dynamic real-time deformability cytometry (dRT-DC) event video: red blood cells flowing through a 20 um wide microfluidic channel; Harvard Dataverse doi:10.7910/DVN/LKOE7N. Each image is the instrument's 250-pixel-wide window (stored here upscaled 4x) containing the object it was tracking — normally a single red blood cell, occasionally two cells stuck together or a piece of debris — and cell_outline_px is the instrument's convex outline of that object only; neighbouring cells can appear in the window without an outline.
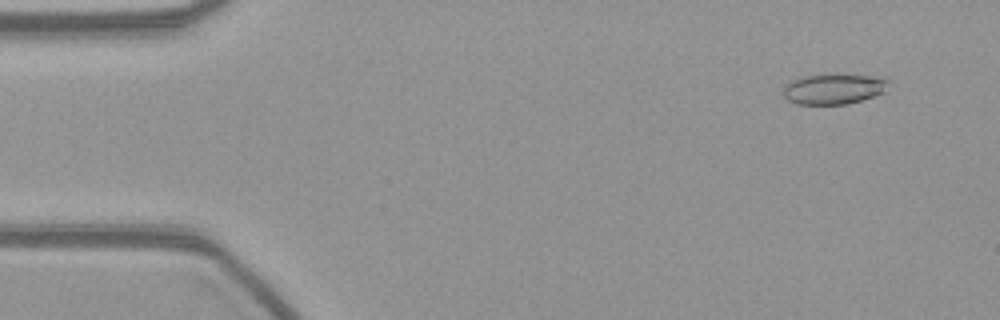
{"species": "common noctule bat (a hibernating species)", "species_latin": "Nyctalus noctula", "temperature_condition": "warm", "stored_images_in_passage": 55, "camera_frame_rate_fps": 3000, "um_per_image_px": 0.085, "animal": {"sex": "female", "body_mass_g": 21.9}, "frame": {"image": 1, "passage_image": 4, "time_ms": 1.0, "image_size_px": [1000, 320], "cell_outline_px": [[888, 80], [884, 92], [848, 104], [796, 104], [788, 100], [784, 96], [784, 84], [800, 76], [836, 72], [868, 76]], "centroid_in_image_um": [70.78, 7.53], "position_along_channel_um": 14.2, "area_um2": 18.9}}
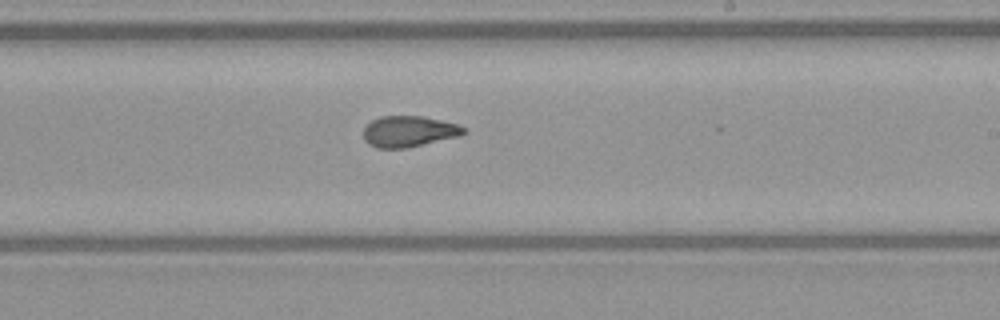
{"frame": {"image": 2, "passage_image": 32, "time_ms": 10.333, "image_size_px": [1000, 320], "cell_outline_px": [[468, 132], [460, 136], [408, 148], [376, 148], [368, 144], [364, 140], [364, 128], [372, 120], [380, 116], [420, 116], [460, 124]], "centroid_in_image_um": [34.77, 11.18], "position_along_channel_um": 254.2, "area_um2": 18.26}}
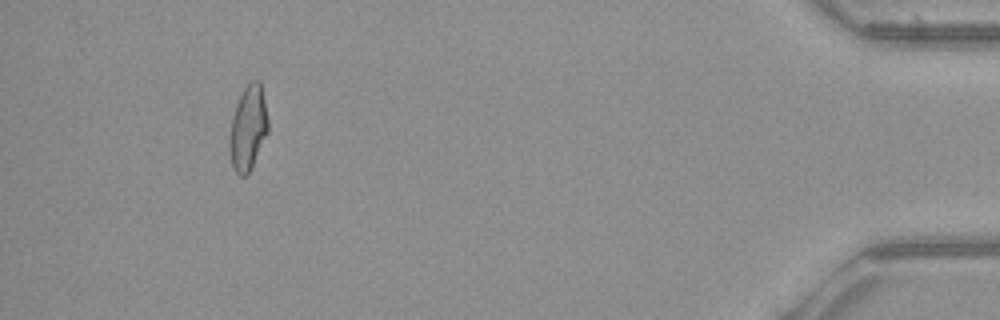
{"frame": {"image": 3, "passage_image": 51, "time_ms": 16.667, "image_size_px": [1000, 320], "cell_outline_px": [[268, 132], [252, 168], [244, 176], [240, 176], [232, 168], [228, 148], [228, 144], [232, 116], [236, 104], [244, 88], [252, 80], [260, 80], [268, 120]], "centroid_in_image_um": [21.07, 10.92], "position_along_channel_um": 414.1, "area_um2": 19.13}}